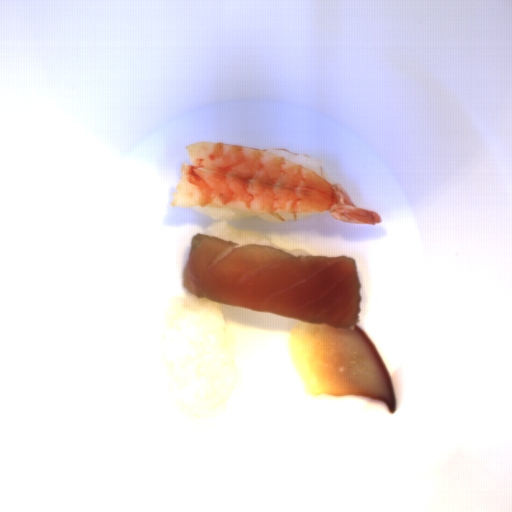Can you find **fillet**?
I'll return each instance as SVG.
<instances>
[{"label": "fillet", "mask_w": 512, "mask_h": 512, "mask_svg": "<svg viewBox=\"0 0 512 512\" xmlns=\"http://www.w3.org/2000/svg\"><path fill=\"white\" fill-rule=\"evenodd\" d=\"M181 283L200 300L307 323L293 331L292 341L312 394L362 396L395 413L390 372L359 324L363 296L352 257L295 256L199 232L190 241Z\"/></svg>", "instance_id": "fillet-1"}]
</instances>
